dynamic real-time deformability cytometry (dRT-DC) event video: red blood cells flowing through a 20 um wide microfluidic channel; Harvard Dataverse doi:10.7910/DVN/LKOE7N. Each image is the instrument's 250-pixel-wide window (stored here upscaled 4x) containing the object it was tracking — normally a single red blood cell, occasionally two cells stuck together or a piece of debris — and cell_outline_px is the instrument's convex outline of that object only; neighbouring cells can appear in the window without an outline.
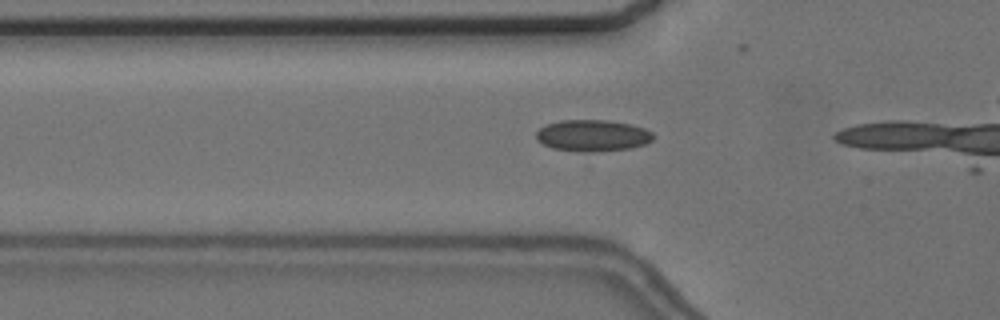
{"species": "common noctule bat (a hibernating species)", "species_latin": "Nyctalus noctula", "temperature_condition": "cold", "stored_images_in_passage": 14, "camera_frame_rate_fps": 3000, "um_per_image_px": 0.085, "animal": {"sex": "female", "body_mass_g": 24.6, "forearm_length_mm": 56.2}, "frame": {"image": 1, "passage_image": 9, "time_ms": 2.667, "image_size_px": [1000, 320], "cell_outline_px": [[656, 136], [652, 140], [644, 144], [628, 148], [592, 152], [580, 152], [552, 148], [536, 140], [536, 132], [544, 124], [560, 120], [608, 120], [632, 124], [644, 128], [652, 132]], "centroid_in_image_um": [50.36, 11.51], "position_along_channel_um": 75.4, "area_um2": 21.68}}
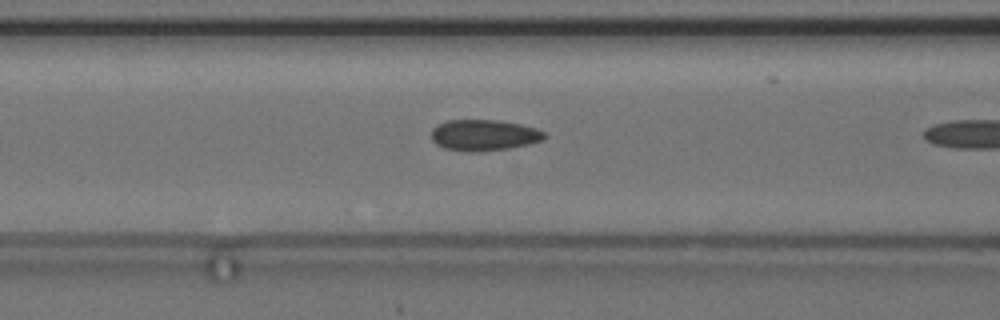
{"frame": {"image": 2, "passage_image": 13, "time_ms": 4.0, "image_size_px": [1000, 320], "cell_outline_px": [[548, 136], [544, 140], [528, 144], [508, 148], [480, 152], [468, 152], [444, 148], [436, 144], [432, 140], [432, 128], [448, 120], [496, 120], [520, 124], [536, 128], [544, 132]], "centroid_in_image_um": [41.15, 11.49], "position_along_channel_um": 125.4, "area_um2": 20.52}}